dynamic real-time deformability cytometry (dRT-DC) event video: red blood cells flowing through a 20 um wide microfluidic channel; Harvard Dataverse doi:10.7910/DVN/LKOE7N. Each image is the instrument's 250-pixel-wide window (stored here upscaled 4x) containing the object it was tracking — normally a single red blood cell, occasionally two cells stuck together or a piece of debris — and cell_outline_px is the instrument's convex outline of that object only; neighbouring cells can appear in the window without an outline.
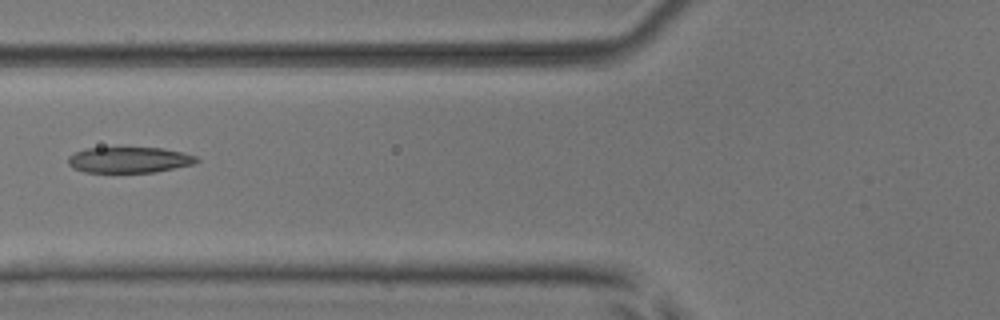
{"species": "common noctule bat (a hibernating species)", "species_latin": "Nyctalus noctula", "temperature_condition": "room temperature", "stored_images_in_passage": 6, "camera_frame_rate_fps": 3000, "um_per_image_px": 0.085, "animal": {"sex": "male", "body_mass_g": 17.9, "forearm_length_mm": 54.2}, "frame": {"image": 1, "passage_image": 6, "time_ms": 5.667, "image_size_px": [1000, 320], "cell_outline_px": [[200, 160], [192, 164], [156, 172], [84, 172], [72, 168], [68, 164], [68, 156], [84, 148], [164, 148], [184, 152], [196, 156]], "centroid_in_image_um": [10.97, 13.59], "position_along_channel_um": 114.8, "area_um2": 19.36}}